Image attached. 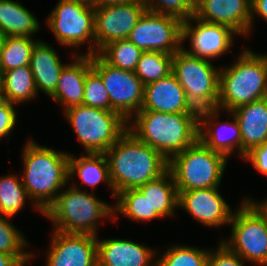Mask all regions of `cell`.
<instances>
[{
	"label": "cell",
	"instance_id": "obj_12",
	"mask_svg": "<svg viewBox=\"0 0 267 266\" xmlns=\"http://www.w3.org/2000/svg\"><path fill=\"white\" fill-rule=\"evenodd\" d=\"M183 20L168 14L145 11L128 39L143 52L174 55L183 48Z\"/></svg>",
	"mask_w": 267,
	"mask_h": 266
},
{
	"label": "cell",
	"instance_id": "obj_31",
	"mask_svg": "<svg viewBox=\"0 0 267 266\" xmlns=\"http://www.w3.org/2000/svg\"><path fill=\"white\" fill-rule=\"evenodd\" d=\"M173 55L160 51L143 52L134 70L144 85L172 73Z\"/></svg>",
	"mask_w": 267,
	"mask_h": 266
},
{
	"label": "cell",
	"instance_id": "obj_24",
	"mask_svg": "<svg viewBox=\"0 0 267 266\" xmlns=\"http://www.w3.org/2000/svg\"><path fill=\"white\" fill-rule=\"evenodd\" d=\"M150 204V221L172 217L178 209V192L172 173L167 170L159 178L137 188ZM177 207V208H176Z\"/></svg>",
	"mask_w": 267,
	"mask_h": 266
},
{
	"label": "cell",
	"instance_id": "obj_33",
	"mask_svg": "<svg viewBox=\"0 0 267 266\" xmlns=\"http://www.w3.org/2000/svg\"><path fill=\"white\" fill-rule=\"evenodd\" d=\"M116 200L117 202L113 206L114 215L117 212L136 222L150 221V204L137 188L119 192Z\"/></svg>",
	"mask_w": 267,
	"mask_h": 266
},
{
	"label": "cell",
	"instance_id": "obj_20",
	"mask_svg": "<svg viewBox=\"0 0 267 266\" xmlns=\"http://www.w3.org/2000/svg\"><path fill=\"white\" fill-rule=\"evenodd\" d=\"M156 253L131 240L97 238L98 266H157Z\"/></svg>",
	"mask_w": 267,
	"mask_h": 266
},
{
	"label": "cell",
	"instance_id": "obj_32",
	"mask_svg": "<svg viewBox=\"0 0 267 266\" xmlns=\"http://www.w3.org/2000/svg\"><path fill=\"white\" fill-rule=\"evenodd\" d=\"M8 216L0 215V252L13 255L23 266L33 260L34 254L26 252L28 246L24 235L8 220Z\"/></svg>",
	"mask_w": 267,
	"mask_h": 266
},
{
	"label": "cell",
	"instance_id": "obj_19",
	"mask_svg": "<svg viewBox=\"0 0 267 266\" xmlns=\"http://www.w3.org/2000/svg\"><path fill=\"white\" fill-rule=\"evenodd\" d=\"M140 111L199 113L187 101L185 90L173 73L144 85V100Z\"/></svg>",
	"mask_w": 267,
	"mask_h": 266
},
{
	"label": "cell",
	"instance_id": "obj_10",
	"mask_svg": "<svg viewBox=\"0 0 267 266\" xmlns=\"http://www.w3.org/2000/svg\"><path fill=\"white\" fill-rule=\"evenodd\" d=\"M57 41L66 47H80L93 41L87 54H95L94 8L72 0H59L47 19Z\"/></svg>",
	"mask_w": 267,
	"mask_h": 266
},
{
	"label": "cell",
	"instance_id": "obj_14",
	"mask_svg": "<svg viewBox=\"0 0 267 266\" xmlns=\"http://www.w3.org/2000/svg\"><path fill=\"white\" fill-rule=\"evenodd\" d=\"M193 20V21H192ZM192 22H196L193 26ZM237 33L222 24L207 23L194 15L183 22V42L190 39V50L183 49L194 57L214 59L229 52Z\"/></svg>",
	"mask_w": 267,
	"mask_h": 266
},
{
	"label": "cell",
	"instance_id": "obj_36",
	"mask_svg": "<svg viewBox=\"0 0 267 266\" xmlns=\"http://www.w3.org/2000/svg\"><path fill=\"white\" fill-rule=\"evenodd\" d=\"M146 10L187 20L195 13V0H142Z\"/></svg>",
	"mask_w": 267,
	"mask_h": 266
},
{
	"label": "cell",
	"instance_id": "obj_18",
	"mask_svg": "<svg viewBox=\"0 0 267 266\" xmlns=\"http://www.w3.org/2000/svg\"><path fill=\"white\" fill-rule=\"evenodd\" d=\"M220 111L216 108L199 112V140L209 149L222 153L227 158L236 149L241 157V131L238 120L232 112H228L233 115V120L222 123L217 120Z\"/></svg>",
	"mask_w": 267,
	"mask_h": 266
},
{
	"label": "cell",
	"instance_id": "obj_46",
	"mask_svg": "<svg viewBox=\"0 0 267 266\" xmlns=\"http://www.w3.org/2000/svg\"><path fill=\"white\" fill-rule=\"evenodd\" d=\"M4 39H5V36L0 32V57H1V52H2V48L4 44Z\"/></svg>",
	"mask_w": 267,
	"mask_h": 266
},
{
	"label": "cell",
	"instance_id": "obj_43",
	"mask_svg": "<svg viewBox=\"0 0 267 266\" xmlns=\"http://www.w3.org/2000/svg\"><path fill=\"white\" fill-rule=\"evenodd\" d=\"M137 0H98V6L125 4Z\"/></svg>",
	"mask_w": 267,
	"mask_h": 266
},
{
	"label": "cell",
	"instance_id": "obj_16",
	"mask_svg": "<svg viewBox=\"0 0 267 266\" xmlns=\"http://www.w3.org/2000/svg\"><path fill=\"white\" fill-rule=\"evenodd\" d=\"M178 192V207L205 226L229 225L234 211L219 193V187Z\"/></svg>",
	"mask_w": 267,
	"mask_h": 266
},
{
	"label": "cell",
	"instance_id": "obj_9",
	"mask_svg": "<svg viewBox=\"0 0 267 266\" xmlns=\"http://www.w3.org/2000/svg\"><path fill=\"white\" fill-rule=\"evenodd\" d=\"M230 221L231 238L222 240L244 261L267 266V222L258 210L244 198Z\"/></svg>",
	"mask_w": 267,
	"mask_h": 266
},
{
	"label": "cell",
	"instance_id": "obj_47",
	"mask_svg": "<svg viewBox=\"0 0 267 266\" xmlns=\"http://www.w3.org/2000/svg\"><path fill=\"white\" fill-rule=\"evenodd\" d=\"M263 58L265 59L266 63H267V55L266 54H262Z\"/></svg>",
	"mask_w": 267,
	"mask_h": 266
},
{
	"label": "cell",
	"instance_id": "obj_26",
	"mask_svg": "<svg viewBox=\"0 0 267 266\" xmlns=\"http://www.w3.org/2000/svg\"><path fill=\"white\" fill-rule=\"evenodd\" d=\"M69 180L73 175H78L82 182L81 186L86 184L95 188L100 182H106L112 190L114 198V189L110 180L108 161L104 153H86L80 158L69 156Z\"/></svg>",
	"mask_w": 267,
	"mask_h": 266
},
{
	"label": "cell",
	"instance_id": "obj_22",
	"mask_svg": "<svg viewBox=\"0 0 267 266\" xmlns=\"http://www.w3.org/2000/svg\"><path fill=\"white\" fill-rule=\"evenodd\" d=\"M241 131V158L253 147L267 141V98L251 102L231 111Z\"/></svg>",
	"mask_w": 267,
	"mask_h": 266
},
{
	"label": "cell",
	"instance_id": "obj_13",
	"mask_svg": "<svg viewBox=\"0 0 267 266\" xmlns=\"http://www.w3.org/2000/svg\"><path fill=\"white\" fill-rule=\"evenodd\" d=\"M145 11L142 0L94 8L95 54L113 41L128 39Z\"/></svg>",
	"mask_w": 267,
	"mask_h": 266
},
{
	"label": "cell",
	"instance_id": "obj_5",
	"mask_svg": "<svg viewBox=\"0 0 267 266\" xmlns=\"http://www.w3.org/2000/svg\"><path fill=\"white\" fill-rule=\"evenodd\" d=\"M72 184L58 194L42 215L54 223L57 231L98 237L99 220L118 219L114 216V207L95 197L94 192L92 195L81 191L77 183Z\"/></svg>",
	"mask_w": 267,
	"mask_h": 266
},
{
	"label": "cell",
	"instance_id": "obj_27",
	"mask_svg": "<svg viewBox=\"0 0 267 266\" xmlns=\"http://www.w3.org/2000/svg\"><path fill=\"white\" fill-rule=\"evenodd\" d=\"M0 84L8 102L15 105L27 102L38 96L30 65L5 71L0 76Z\"/></svg>",
	"mask_w": 267,
	"mask_h": 266
},
{
	"label": "cell",
	"instance_id": "obj_17",
	"mask_svg": "<svg viewBox=\"0 0 267 266\" xmlns=\"http://www.w3.org/2000/svg\"><path fill=\"white\" fill-rule=\"evenodd\" d=\"M252 0H195L194 16L201 21L230 27L238 35L251 32Z\"/></svg>",
	"mask_w": 267,
	"mask_h": 266
},
{
	"label": "cell",
	"instance_id": "obj_8",
	"mask_svg": "<svg viewBox=\"0 0 267 266\" xmlns=\"http://www.w3.org/2000/svg\"><path fill=\"white\" fill-rule=\"evenodd\" d=\"M172 73L195 110L200 112L217 108L220 69L213 66L212 62L194 57L182 48L173 55Z\"/></svg>",
	"mask_w": 267,
	"mask_h": 266
},
{
	"label": "cell",
	"instance_id": "obj_23",
	"mask_svg": "<svg viewBox=\"0 0 267 266\" xmlns=\"http://www.w3.org/2000/svg\"><path fill=\"white\" fill-rule=\"evenodd\" d=\"M64 64L53 46L41 41L35 43L30 59V68L37 92L50 96L56 89Z\"/></svg>",
	"mask_w": 267,
	"mask_h": 266
},
{
	"label": "cell",
	"instance_id": "obj_42",
	"mask_svg": "<svg viewBox=\"0 0 267 266\" xmlns=\"http://www.w3.org/2000/svg\"><path fill=\"white\" fill-rule=\"evenodd\" d=\"M245 198L258 210L267 222V199H264V201L260 203L259 201L257 202L252 200L251 198Z\"/></svg>",
	"mask_w": 267,
	"mask_h": 266
},
{
	"label": "cell",
	"instance_id": "obj_38",
	"mask_svg": "<svg viewBox=\"0 0 267 266\" xmlns=\"http://www.w3.org/2000/svg\"><path fill=\"white\" fill-rule=\"evenodd\" d=\"M14 106L15 104L7 102L0 108V139L9 136L15 127L17 111Z\"/></svg>",
	"mask_w": 267,
	"mask_h": 266
},
{
	"label": "cell",
	"instance_id": "obj_40",
	"mask_svg": "<svg viewBox=\"0 0 267 266\" xmlns=\"http://www.w3.org/2000/svg\"><path fill=\"white\" fill-rule=\"evenodd\" d=\"M251 15V30L254 22L253 17L255 18V15L267 22V0H252Z\"/></svg>",
	"mask_w": 267,
	"mask_h": 266
},
{
	"label": "cell",
	"instance_id": "obj_41",
	"mask_svg": "<svg viewBox=\"0 0 267 266\" xmlns=\"http://www.w3.org/2000/svg\"><path fill=\"white\" fill-rule=\"evenodd\" d=\"M0 266H23L13 255L0 252Z\"/></svg>",
	"mask_w": 267,
	"mask_h": 266
},
{
	"label": "cell",
	"instance_id": "obj_21",
	"mask_svg": "<svg viewBox=\"0 0 267 266\" xmlns=\"http://www.w3.org/2000/svg\"><path fill=\"white\" fill-rule=\"evenodd\" d=\"M74 62L66 64L59 76L55 91L49 96L64 110L83 105L84 86L87 72L92 68V55L74 54Z\"/></svg>",
	"mask_w": 267,
	"mask_h": 266
},
{
	"label": "cell",
	"instance_id": "obj_37",
	"mask_svg": "<svg viewBox=\"0 0 267 266\" xmlns=\"http://www.w3.org/2000/svg\"><path fill=\"white\" fill-rule=\"evenodd\" d=\"M245 261L224 243H219L217 250H209L208 266H245Z\"/></svg>",
	"mask_w": 267,
	"mask_h": 266
},
{
	"label": "cell",
	"instance_id": "obj_30",
	"mask_svg": "<svg viewBox=\"0 0 267 266\" xmlns=\"http://www.w3.org/2000/svg\"><path fill=\"white\" fill-rule=\"evenodd\" d=\"M28 198L21 177L12 173L0 177V215L14 217L24 208Z\"/></svg>",
	"mask_w": 267,
	"mask_h": 266
},
{
	"label": "cell",
	"instance_id": "obj_29",
	"mask_svg": "<svg viewBox=\"0 0 267 266\" xmlns=\"http://www.w3.org/2000/svg\"><path fill=\"white\" fill-rule=\"evenodd\" d=\"M143 51L129 39L113 41L97 54L109 65L134 72Z\"/></svg>",
	"mask_w": 267,
	"mask_h": 266
},
{
	"label": "cell",
	"instance_id": "obj_2",
	"mask_svg": "<svg viewBox=\"0 0 267 266\" xmlns=\"http://www.w3.org/2000/svg\"><path fill=\"white\" fill-rule=\"evenodd\" d=\"M132 118L128 130L168 161L199 140V113L138 111Z\"/></svg>",
	"mask_w": 267,
	"mask_h": 266
},
{
	"label": "cell",
	"instance_id": "obj_7",
	"mask_svg": "<svg viewBox=\"0 0 267 266\" xmlns=\"http://www.w3.org/2000/svg\"><path fill=\"white\" fill-rule=\"evenodd\" d=\"M85 153H105L128 129L116 111L76 105L64 110Z\"/></svg>",
	"mask_w": 267,
	"mask_h": 266
},
{
	"label": "cell",
	"instance_id": "obj_25",
	"mask_svg": "<svg viewBox=\"0 0 267 266\" xmlns=\"http://www.w3.org/2000/svg\"><path fill=\"white\" fill-rule=\"evenodd\" d=\"M39 29V20L20 2L0 0V32L5 37H32Z\"/></svg>",
	"mask_w": 267,
	"mask_h": 266
},
{
	"label": "cell",
	"instance_id": "obj_44",
	"mask_svg": "<svg viewBox=\"0 0 267 266\" xmlns=\"http://www.w3.org/2000/svg\"><path fill=\"white\" fill-rule=\"evenodd\" d=\"M75 1L77 3H81L93 8H96L98 6V0H72Z\"/></svg>",
	"mask_w": 267,
	"mask_h": 266
},
{
	"label": "cell",
	"instance_id": "obj_1",
	"mask_svg": "<svg viewBox=\"0 0 267 266\" xmlns=\"http://www.w3.org/2000/svg\"><path fill=\"white\" fill-rule=\"evenodd\" d=\"M104 154L116 195L155 180L168 170V160L128 129Z\"/></svg>",
	"mask_w": 267,
	"mask_h": 266
},
{
	"label": "cell",
	"instance_id": "obj_28",
	"mask_svg": "<svg viewBox=\"0 0 267 266\" xmlns=\"http://www.w3.org/2000/svg\"><path fill=\"white\" fill-rule=\"evenodd\" d=\"M38 40L28 36H6L0 57V76L5 71L29 66L32 49Z\"/></svg>",
	"mask_w": 267,
	"mask_h": 266
},
{
	"label": "cell",
	"instance_id": "obj_3",
	"mask_svg": "<svg viewBox=\"0 0 267 266\" xmlns=\"http://www.w3.org/2000/svg\"><path fill=\"white\" fill-rule=\"evenodd\" d=\"M22 152L23 186L35 209L43 213L68 184L70 154L40 146L33 140L26 141Z\"/></svg>",
	"mask_w": 267,
	"mask_h": 266
},
{
	"label": "cell",
	"instance_id": "obj_15",
	"mask_svg": "<svg viewBox=\"0 0 267 266\" xmlns=\"http://www.w3.org/2000/svg\"><path fill=\"white\" fill-rule=\"evenodd\" d=\"M46 266H98L97 238L53 231Z\"/></svg>",
	"mask_w": 267,
	"mask_h": 266
},
{
	"label": "cell",
	"instance_id": "obj_4",
	"mask_svg": "<svg viewBox=\"0 0 267 266\" xmlns=\"http://www.w3.org/2000/svg\"><path fill=\"white\" fill-rule=\"evenodd\" d=\"M229 67L220 68L217 108L231 112L267 98V63L262 54L244 49Z\"/></svg>",
	"mask_w": 267,
	"mask_h": 266
},
{
	"label": "cell",
	"instance_id": "obj_6",
	"mask_svg": "<svg viewBox=\"0 0 267 266\" xmlns=\"http://www.w3.org/2000/svg\"><path fill=\"white\" fill-rule=\"evenodd\" d=\"M228 158L200 140L168 161L177 191L220 187Z\"/></svg>",
	"mask_w": 267,
	"mask_h": 266
},
{
	"label": "cell",
	"instance_id": "obj_11",
	"mask_svg": "<svg viewBox=\"0 0 267 266\" xmlns=\"http://www.w3.org/2000/svg\"><path fill=\"white\" fill-rule=\"evenodd\" d=\"M92 68L101 76L109 94L110 111L118 112L128 122L141 110L144 84L135 72L113 67L97 53L92 55Z\"/></svg>",
	"mask_w": 267,
	"mask_h": 266
},
{
	"label": "cell",
	"instance_id": "obj_35",
	"mask_svg": "<svg viewBox=\"0 0 267 266\" xmlns=\"http://www.w3.org/2000/svg\"><path fill=\"white\" fill-rule=\"evenodd\" d=\"M83 105L110 110L109 94L101 76L93 68L85 78Z\"/></svg>",
	"mask_w": 267,
	"mask_h": 266
},
{
	"label": "cell",
	"instance_id": "obj_39",
	"mask_svg": "<svg viewBox=\"0 0 267 266\" xmlns=\"http://www.w3.org/2000/svg\"><path fill=\"white\" fill-rule=\"evenodd\" d=\"M244 160L252 163L256 170L267 176V141L259 146L253 147L246 153Z\"/></svg>",
	"mask_w": 267,
	"mask_h": 266
},
{
	"label": "cell",
	"instance_id": "obj_45",
	"mask_svg": "<svg viewBox=\"0 0 267 266\" xmlns=\"http://www.w3.org/2000/svg\"><path fill=\"white\" fill-rule=\"evenodd\" d=\"M8 102L6 94L3 90L2 85L0 84V108L3 107Z\"/></svg>",
	"mask_w": 267,
	"mask_h": 266
},
{
	"label": "cell",
	"instance_id": "obj_34",
	"mask_svg": "<svg viewBox=\"0 0 267 266\" xmlns=\"http://www.w3.org/2000/svg\"><path fill=\"white\" fill-rule=\"evenodd\" d=\"M208 249L187 245H173L157 258V266H207Z\"/></svg>",
	"mask_w": 267,
	"mask_h": 266
}]
</instances>
